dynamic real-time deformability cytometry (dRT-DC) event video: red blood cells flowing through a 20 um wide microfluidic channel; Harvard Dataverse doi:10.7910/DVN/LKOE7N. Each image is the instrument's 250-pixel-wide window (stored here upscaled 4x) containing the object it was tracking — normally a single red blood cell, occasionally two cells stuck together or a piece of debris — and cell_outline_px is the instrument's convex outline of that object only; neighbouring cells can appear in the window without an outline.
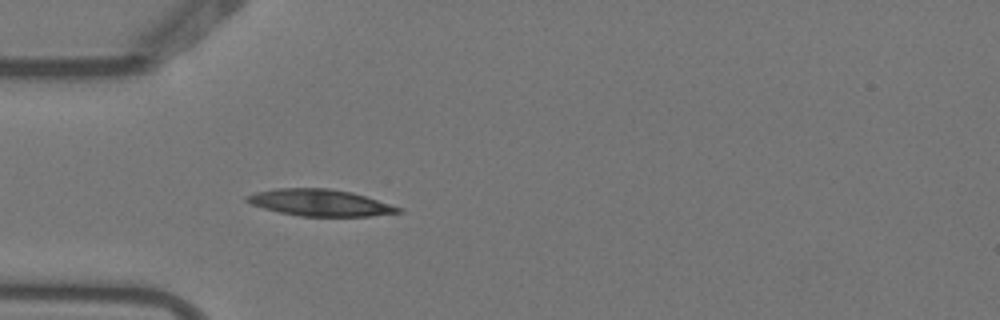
{"species": "Egyptian fruit bat (a non-hibernating species)", "species_latin": "Rousettus aegyptiacus", "temperature_condition": "warm", "stored_images_in_passage": 1, "camera_frame_rate_fps": 3000, "um_per_image_px": 0.085, "animal": {"sex": "female"}, "frame": {"image": 1, "passage_image": 1, "time_ms": 0.0, "image_size_px": [1000, 320], "cell_outline_px": [[404, 212], [368, 216], [300, 216], [280, 212], [264, 208], [252, 204], [244, 200], [244, 196], [256, 192], [276, 188], [328, 188], [352, 192], [400, 208]], "centroid_in_image_um": [27.15, 17.22], "position_along_channel_um": 57.9, "area_um2": 23.24}}